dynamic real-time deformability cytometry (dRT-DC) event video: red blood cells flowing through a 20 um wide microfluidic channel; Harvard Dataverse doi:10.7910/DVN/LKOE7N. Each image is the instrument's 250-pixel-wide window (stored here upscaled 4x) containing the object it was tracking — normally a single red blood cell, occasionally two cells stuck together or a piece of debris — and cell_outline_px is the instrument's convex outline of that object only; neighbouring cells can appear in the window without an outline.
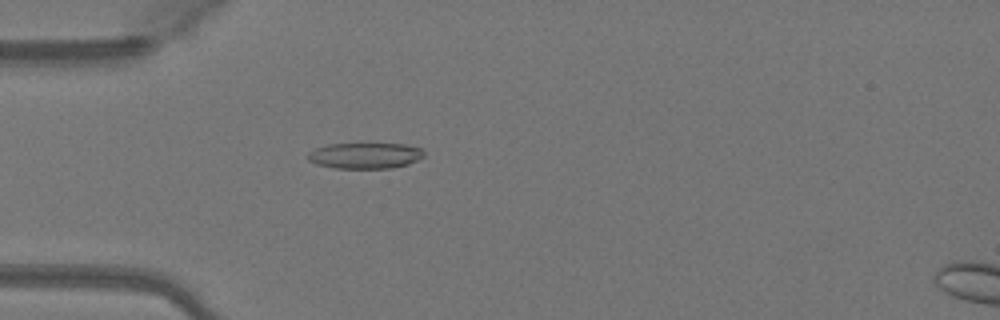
{"species": "Egyptian fruit bat (a non-hibernating species)", "species_latin": "Rousettus aegyptiacus", "temperature_condition": "warm", "stored_images_in_passage": 50, "camera_frame_rate_fps": 3000, "um_per_image_px": 0.085, "animal": {"sex": "female"}, "frame": {"image": 1, "passage_image": 15, "time_ms": 4.667, "image_size_px": [1000, 320], "cell_outline_px": [[424, 156], [408, 164], [392, 168], [332, 168], [316, 164], [308, 160], [308, 152], [316, 148], [328, 144], [404, 144], [424, 148]], "centroid_in_image_um": [31.04, 13.23], "position_along_channel_um": 54.0, "area_um2": 17.57}}
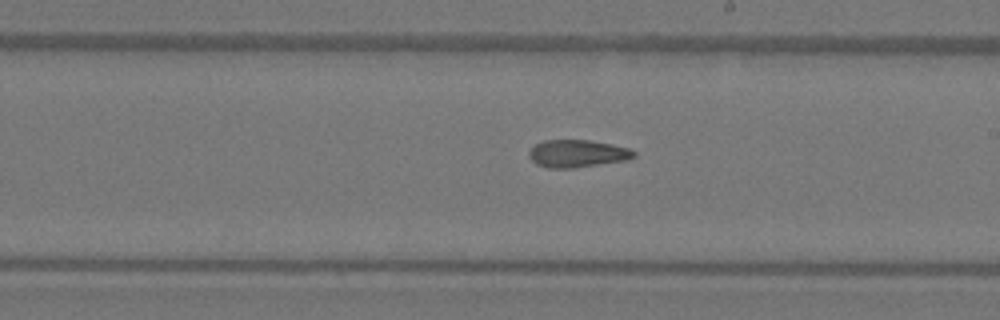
{"frame": {"image": 2, "passage_image": 29, "time_ms": 9.333, "image_size_px": [1000, 320], "cell_outline_px": [[636, 156], [624, 160], [576, 168], [548, 168], [536, 164], [528, 156], [528, 152], [536, 144], [544, 140], [588, 140], [612, 144], [632, 148], [636, 152]], "centroid_in_image_um": [49.08, 13.05], "position_along_channel_um": 239.9, "area_um2": 16.88}}
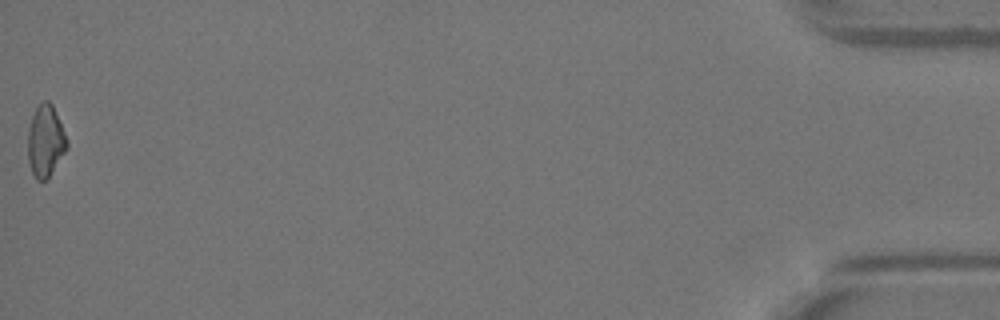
{"frame": {"image": 3, "passage_image": 50, "time_ms": 16.333, "image_size_px": [1000, 320], "cell_outline_px": [[68, 148], [48, 176], [44, 180], [36, 180], [32, 172], [28, 160], [28, 128], [32, 116], [36, 108], [44, 100], [48, 100], [52, 104], [68, 140]], "centroid_in_image_um": [3.86, 11.97], "position_along_channel_um": 431.3, "area_um2": 16.13}, "authors_computed_cell_mechanics": {"area_um2": 17.0221, "velocity_mm_per_s": 4.1378, "shape_relaxation_time_tau1_ms": null, "shape_relaxation_time_tau2_ms": 7.5229, "deformation_change_tau1": null, "deformation_change_tau2": 0.1719}}